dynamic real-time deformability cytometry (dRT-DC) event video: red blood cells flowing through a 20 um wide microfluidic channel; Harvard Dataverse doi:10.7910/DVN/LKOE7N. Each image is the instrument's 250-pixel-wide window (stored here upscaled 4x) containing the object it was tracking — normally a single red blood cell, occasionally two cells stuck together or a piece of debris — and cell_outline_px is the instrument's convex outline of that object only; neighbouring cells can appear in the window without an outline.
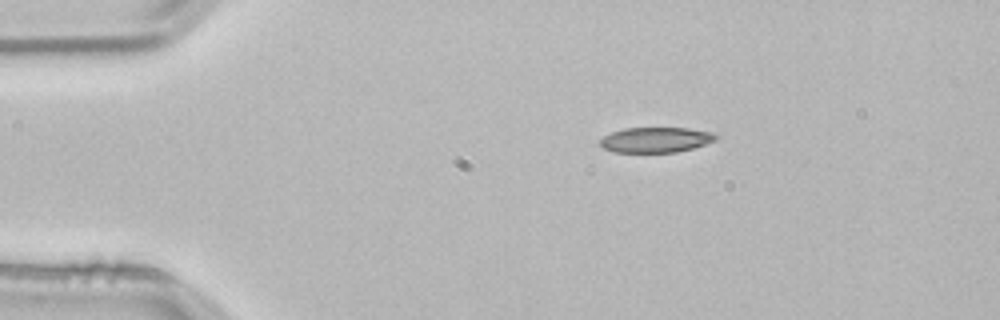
{"species": "common noctule bat (a hibernating species)", "species_latin": "Nyctalus noctula", "temperature_condition": "room temperature", "stored_images_in_passage": 2, "camera_frame_rate_fps": 3000, "um_per_image_px": 0.085, "animal": {"sex": "male", "body_mass_g": 21.5, "forearm_length_mm": 52.0}, "frame": {"image": 1, "passage_image": 1, "time_ms": 0.0, "image_size_px": [1000, 320], "cell_outline_px": [[720, 136], [716, 140], [692, 148], [676, 152], [616, 152], [604, 148], [600, 144], [600, 140], [604, 136], [612, 132], [624, 128], [688, 128], [712, 132]], "centroid_in_image_um": [55.77, 11.88], "position_along_channel_um": 29.2, "area_um2": 16.94}}